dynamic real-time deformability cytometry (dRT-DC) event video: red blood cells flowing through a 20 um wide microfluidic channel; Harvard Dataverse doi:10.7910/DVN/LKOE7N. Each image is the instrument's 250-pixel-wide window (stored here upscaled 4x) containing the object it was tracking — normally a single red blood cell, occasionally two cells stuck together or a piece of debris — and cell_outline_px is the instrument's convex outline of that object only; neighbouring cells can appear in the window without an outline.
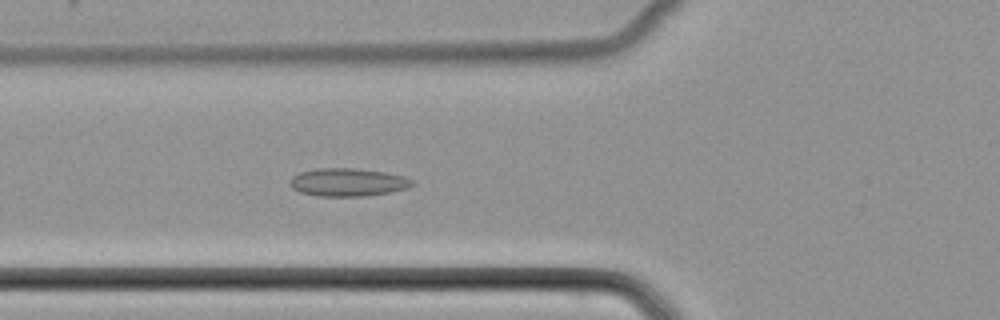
{"species": "common noctule bat (a hibernating species)", "species_latin": "Nyctalus noctula", "temperature_condition": "cold", "stored_images_in_passage": 45, "camera_frame_rate_fps": 3000, "um_per_image_px": 0.085, "animal": {"sex": "female", "body_mass_g": 22.7, "forearm_length_mm": 54.2}, "frame": {"image": 1, "passage_image": 12, "time_ms": 3.667, "image_size_px": [1000, 320], "cell_outline_px": [[416, 184], [408, 188], [388, 192], [364, 196], [316, 196], [300, 192], [292, 188], [288, 184], [292, 176], [300, 172], [316, 168], [356, 168], [388, 172], [404, 176], [412, 180]], "centroid_in_image_um": [29.56, 15.48], "position_along_channel_um": 96.2, "area_um2": 20.17}}
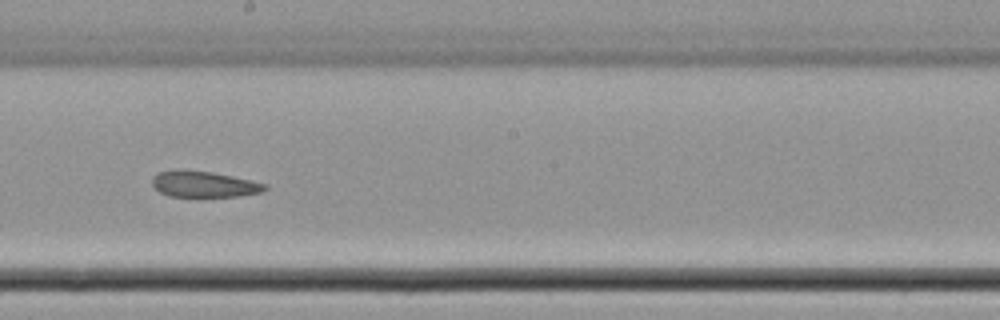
{"frame": {"image": 2, "passage_image": 22, "time_ms": 7.0, "image_size_px": [1000, 320], "cell_outline_px": [[268, 188], [260, 192], [236, 196], [168, 196], [160, 192], [152, 184], [152, 176], [160, 172], [212, 172], [232, 176], [268, 184]], "centroid_in_image_um": [17.38, 15.69], "position_along_channel_um": 230.8, "area_um2": 16.36}}
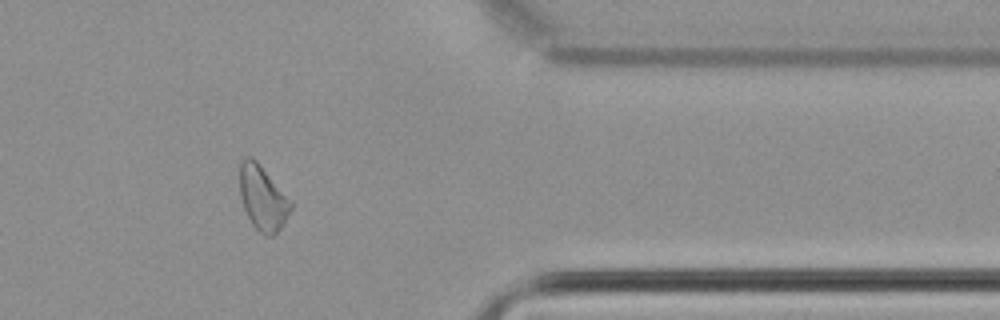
{"frame": {"image": 3, "passage_image": 35, "time_ms": 11.333, "image_size_px": [1000, 320], "cell_outline_px": [[292, 208], [280, 228], [272, 236], [264, 236], [252, 224], [244, 208], [240, 196], [240, 164], [248, 156], [252, 156], [256, 160], [292, 200]], "centroid_in_image_um": [22.34, 16.83], "position_along_channel_um": 389.1, "area_um2": 19.07}}